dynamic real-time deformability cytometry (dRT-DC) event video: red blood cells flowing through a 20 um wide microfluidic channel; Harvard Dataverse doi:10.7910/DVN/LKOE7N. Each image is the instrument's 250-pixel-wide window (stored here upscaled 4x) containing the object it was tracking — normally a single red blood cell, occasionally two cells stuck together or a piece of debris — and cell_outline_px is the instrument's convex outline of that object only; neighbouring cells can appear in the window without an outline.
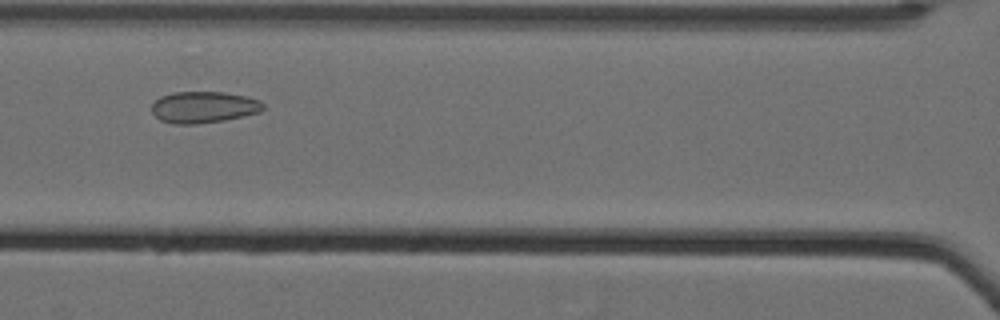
{"species": "Egyptian fruit bat (a non-hibernating species)", "species_latin": "Rousettus aegyptiacus", "temperature_condition": "cold", "stored_images_in_passage": 48, "camera_frame_rate_fps": 3000, "um_per_image_px": 0.085, "animal": {"sex": "female"}, "frame": {"image": 1, "passage_image": 18, "time_ms": 5.667, "image_size_px": [1000, 320], "cell_outline_px": [[264, 108], [260, 112], [244, 116], [224, 120], [196, 124], [172, 124], [160, 120], [152, 112], [152, 104], [160, 96], [172, 92], [224, 92], [248, 96], [260, 100], [264, 104]], "centroid_in_image_um": [17.32, 9.1], "position_along_channel_um": 149.3, "area_um2": 20.63}}
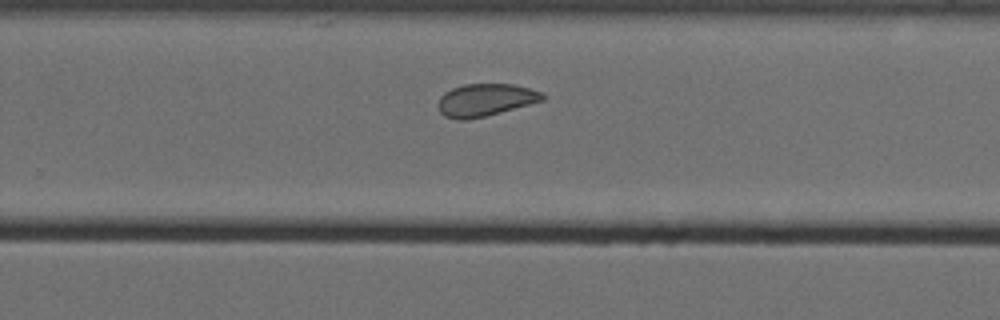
{"frame": {"image": 2, "passage_image": 30, "time_ms": 9.667, "image_size_px": [1000, 320], "cell_outline_px": [[544, 100], [500, 112], [468, 120], [456, 120], [444, 116], [440, 112], [436, 104], [440, 96], [444, 92], [452, 88], [464, 84], [512, 84], [544, 92]], "centroid_in_image_um": [41.21, 8.5], "position_along_channel_um": 288.6, "area_um2": 19.83}}
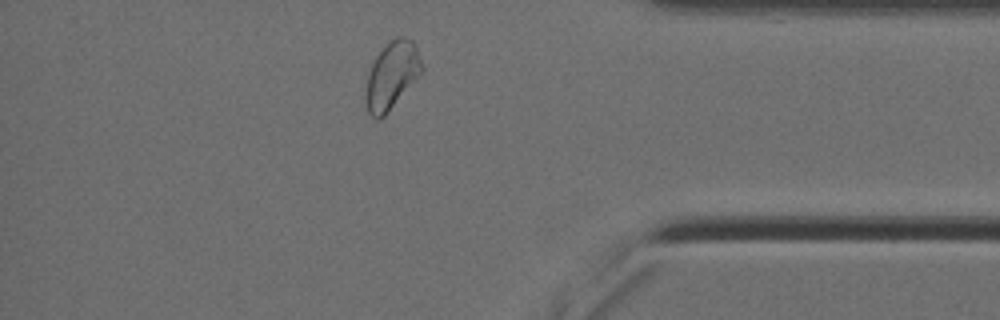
{"frame": {"image": 3, "passage_image": 41, "time_ms": 13.333, "image_size_px": [1000, 320], "cell_outline_px": [[424, 68], [388, 112], [380, 120], [376, 120], [368, 112], [364, 104], [364, 92], [368, 72], [376, 56], [396, 36], [404, 36], [412, 40], [416, 44]], "centroid_in_image_um": [33.27, 6.43], "position_along_channel_um": 401.9, "area_um2": 21.96}, "authors_computed_cell_mechanics": {"area_um2": 21.3282, "velocity_mm_per_s": 3.4855, "shape_relaxation_time_tau1_ms": null, "shape_relaxation_time_tau2_ms": 1.8054, "deformation_change_tau1": null, "deformation_change_tau2": 0.0762}}